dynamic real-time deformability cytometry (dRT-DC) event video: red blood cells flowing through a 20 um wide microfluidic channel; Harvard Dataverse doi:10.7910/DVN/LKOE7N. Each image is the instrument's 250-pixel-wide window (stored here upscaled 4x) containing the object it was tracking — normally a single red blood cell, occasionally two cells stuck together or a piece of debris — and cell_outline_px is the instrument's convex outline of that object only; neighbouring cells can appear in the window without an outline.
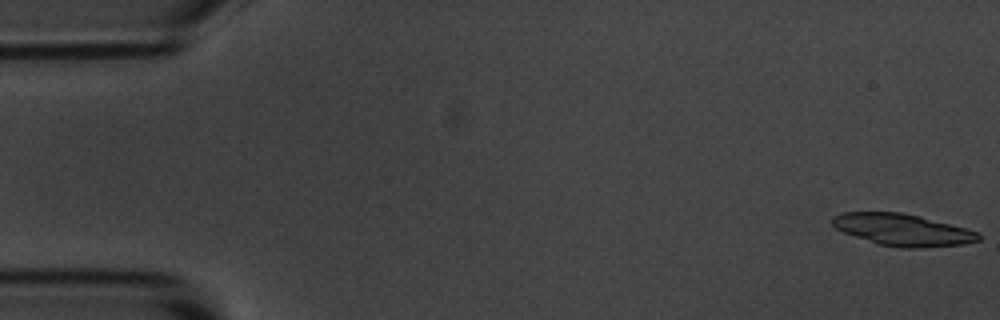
{"species": "common noctule bat (a hibernating species)", "species_latin": "Nyctalus noctula", "temperature_condition": "room temperature", "stored_images_in_passage": 6, "camera_frame_rate_fps": 3000, "um_per_image_px": 0.085, "animal": {"sex": "male", "body_mass_g": 20.1, "forearm_length_mm": 53.5}, "frame": {"image": 1, "passage_image": 1, "time_ms": 0.0, "image_size_px": [1000, 320], "cell_outline_px": [[980, 240], [964, 244], [916, 248], [900, 248], [876, 244], [844, 232], [836, 228], [832, 224], [832, 216], [840, 212], [900, 212], [920, 216], [980, 232]], "centroid_in_image_um": [76.71, 19.53], "position_along_channel_um": 8.3, "area_um2": 27.17}}
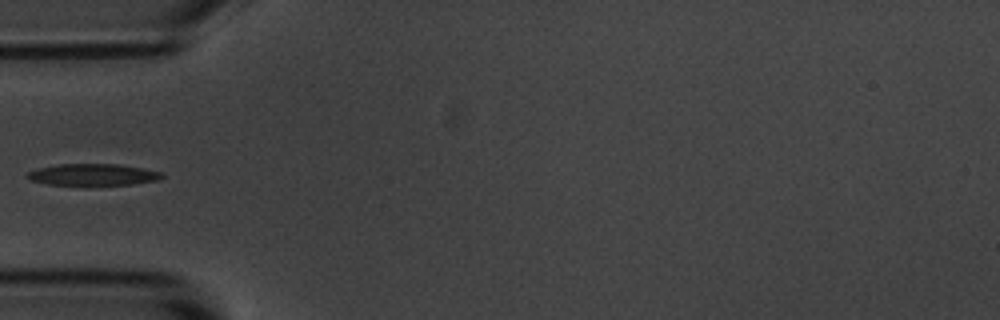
{"frame": {"image": 2, "passage_image": 5, "time_ms": 1.333, "image_size_px": [1000, 320], "cell_outline_px": [[164, 176], [156, 180], [132, 184], [88, 188], [48, 184], [32, 180], [24, 176], [28, 172], [40, 168], [60, 164], [116, 164], [144, 168], [160, 172]], "centroid_in_image_um": [7.88, 14.89], "position_along_channel_um": 77.1, "area_um2": 17.69}}